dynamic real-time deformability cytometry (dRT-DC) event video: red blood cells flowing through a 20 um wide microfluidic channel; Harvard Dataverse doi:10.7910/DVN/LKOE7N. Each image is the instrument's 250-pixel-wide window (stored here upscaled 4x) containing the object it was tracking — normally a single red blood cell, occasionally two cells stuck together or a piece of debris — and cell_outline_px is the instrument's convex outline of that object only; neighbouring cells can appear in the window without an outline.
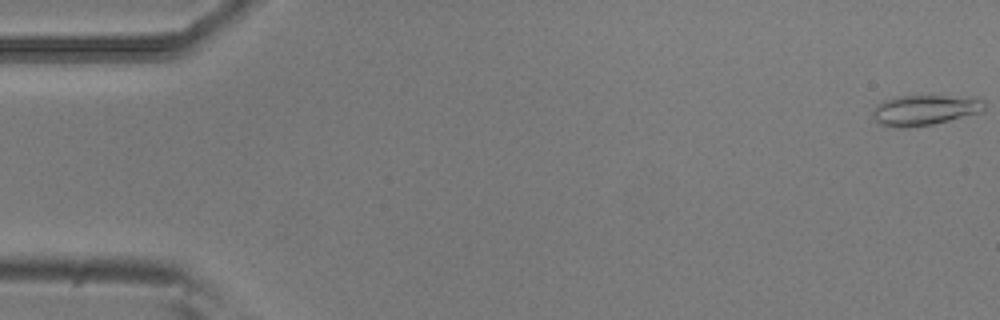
{"species": "common noctule bat (a hibernating species)", "species_latin": "Nyctalus noctula", "temperature_condition": "room temperature", "stored_images_in_passage": 54, "camera_frame_rate_fps": 3000, "um_per_image_px": 0.085, "animal": {"sex": "male", "body_mass_g": 20.5, "forearm_length_mm": 52.5}, "frame": {"image": 1, "passage_image": 1, "time_ms": 0.0, "image_size_px": [1000, 320], "cell_outline_px": [[964, 112], [956, 116], [944, 120], [924, 124], [888, 124], [888, 104], [900, 100], [956, 100]], "centroid_in_image_um": [78.39, 9.47], "position_along_channel_um": 6.6, "area_um2": 11.27}}
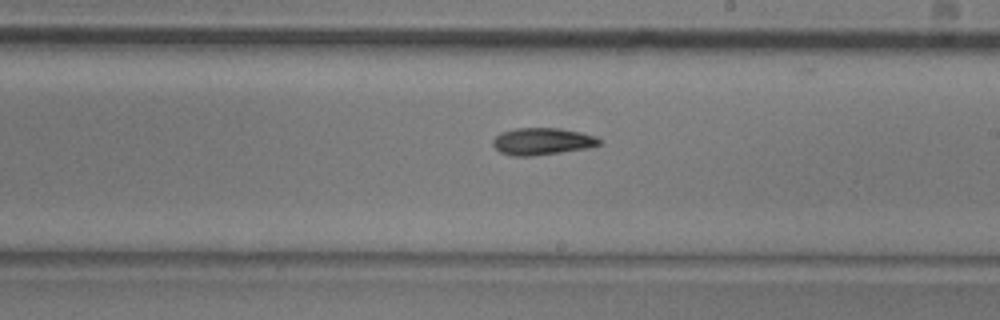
{"frame": {"image": 2, "passage_image": 31, "time_ms": 10.0, "image_size_px": [1000, 320], "cell_outline_px": [[600, 140], [596, 144], [580, 148], [552, 152], [504, 152], [496, 148], [496, 136], [504, 132], [524, 128], [548, 128], [576, 132]], "centroid_in_image_um": [46.07, 11.94], "position_along_channel_um": 242.9, "area_um2": 14.1}}
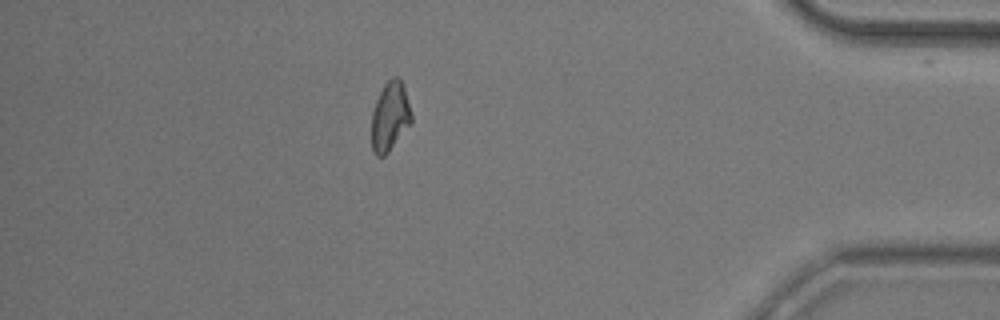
{"frame": {"image": 3, "passage_image": 47, "time_ms": 15.333, "image_size_px": [1000, 320], "cell_outline_px": [[412, 120], [384, 156], [380, 156], [372, 148], [372, 116], [380, 92], [388, 80], [396, 76], [400, 80], [412, 116]], "centroid_in_image_um": [33.13, 9.9], "position_along_channel_um": 402.1, "area_um2": 14.97}}